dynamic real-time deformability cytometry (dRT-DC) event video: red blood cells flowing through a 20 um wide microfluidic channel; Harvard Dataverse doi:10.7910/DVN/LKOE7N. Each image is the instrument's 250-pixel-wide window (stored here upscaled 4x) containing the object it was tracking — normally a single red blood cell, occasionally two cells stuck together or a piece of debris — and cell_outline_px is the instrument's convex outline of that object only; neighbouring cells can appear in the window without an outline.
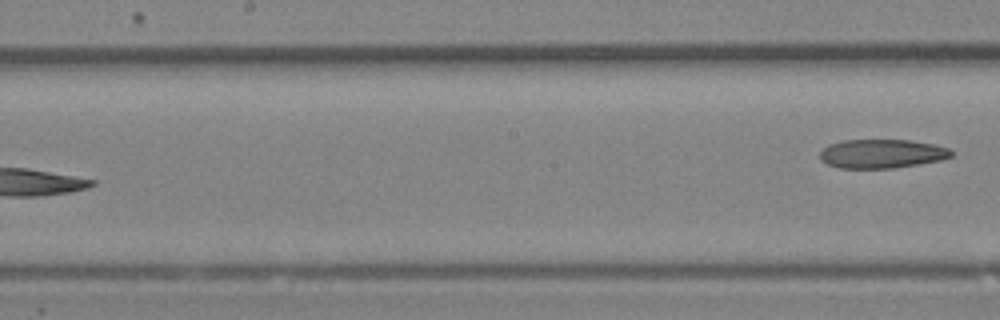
{"species": "Egyptian fruit bat (a non-hibernating species)", "species_latin": "Rousettus aegyptiacus", "temperature_condition": "room temperature", "stored_images_in_passage": 16, "segment_of_instrument_passage": [2, 2], "camera_frame_rate_fps": 3000, "um_per_image_px": 0.085, "animal": {"sex": "female"}, "frame": {"image": 1, "passage_image": 16, "time_ms": 5.0, "image_size_px": [1000, 320], "cell_outline_px": [[956, 152], [952, 156], [940, 160], [896, 168], [840, 168], [828, 164], [820, 160], [820, 152], [828, 144], [844, 140], [908, 140], [932, 144], [948, 148]], "centroid_in_image_um": [74.96, 13.07], "position_along_channel_um": 173.2, "area_um2": 22.14}}